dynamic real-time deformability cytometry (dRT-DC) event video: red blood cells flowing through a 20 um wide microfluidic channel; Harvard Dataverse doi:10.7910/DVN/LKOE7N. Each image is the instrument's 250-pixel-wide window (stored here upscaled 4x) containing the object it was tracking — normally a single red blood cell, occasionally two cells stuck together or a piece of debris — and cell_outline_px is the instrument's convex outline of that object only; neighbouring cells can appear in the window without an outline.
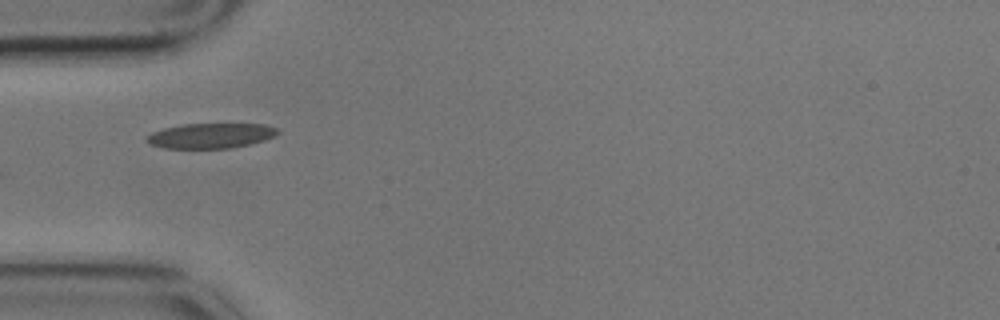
{"species": "common noctule bat (a hibernating species)", "species_latin": "Nyctalus noctula", "temperature_condition": "cold", "stored_images_in_passage": 43, "camera_frame_rate_fps": 3000, "um_per_image_px": 0.085, "animal": {"sex": "male", "body_mass_g": 17.9}, "frame": {"image": 1, "passage_image": 1, "time_ms": 0.0, "image_size_px": [1000, 320], "cell_outline_px": [[280, 132], [276, 136], [264, 140], [232, 148], [164, 148], [148, 144], [144, 140], [144, 136], [152, 132], [164, 128], [180, 124], [264, 124], [276, 128]], "centroid_in_image_um": [17.86, 11.53], "position_along_channel_um": 67.1, "area_um2": 19.31}}
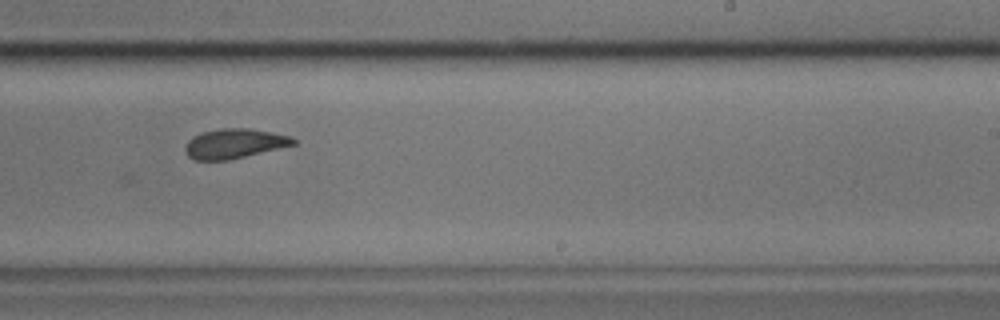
{"frame": {"image": 2, "passage_image": 19, "time_ms": 6.0, "image_size_px": [1000, 320], "cell_outline_px": [[296, 144], [228, 160], [192, 160], [184, 152], [184, 148], [188, 140], [192, 136], [204, 132], [220, 128], [248, 128], [272, 132], [292, 136], [296, 140]], "centroid_in_image_um": [19.9, 12.2], "position_along_channel_um": 269.1, "area_um2": 18.73}}
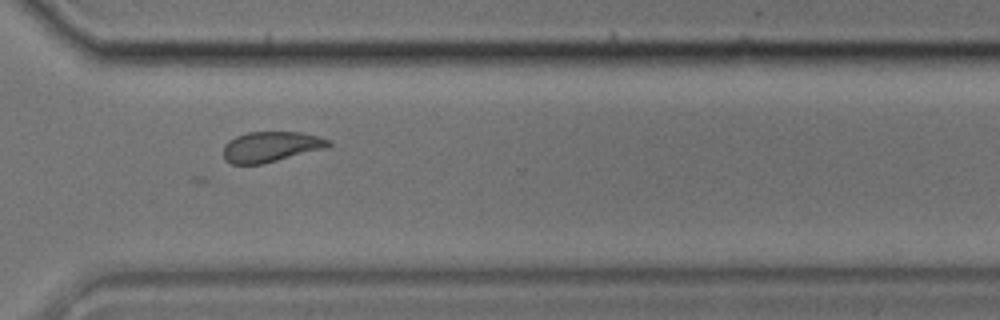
{"frame": {"image": 3, "passage_image": 26, "time_ms": 8.333, "image_size_px": [1000, 320], "cell_outline_px": [[332, 144], [328, 148], [264, 164], [232, 164], [224, 160], [224, 144], [228, 140], [236, 136], [248, 132], [300, 132], [332, 140]], "centroid_in_image_um": [23.05, 12.48], "position_along_channel_um": 347.6, "area_um2": 18.9}, "authors_computed_cell_mechanics": {"area_um2": 18.9006, "velocity_mm_per_s": 3.3668, "shape_relaxation_time_tau1_ms": 3.1445, "shape_relaxation_time_tau2_ms": 1.7342, "deformation_change_tau1": 0.1092, "deformation_change_tau2": 0.0802}}